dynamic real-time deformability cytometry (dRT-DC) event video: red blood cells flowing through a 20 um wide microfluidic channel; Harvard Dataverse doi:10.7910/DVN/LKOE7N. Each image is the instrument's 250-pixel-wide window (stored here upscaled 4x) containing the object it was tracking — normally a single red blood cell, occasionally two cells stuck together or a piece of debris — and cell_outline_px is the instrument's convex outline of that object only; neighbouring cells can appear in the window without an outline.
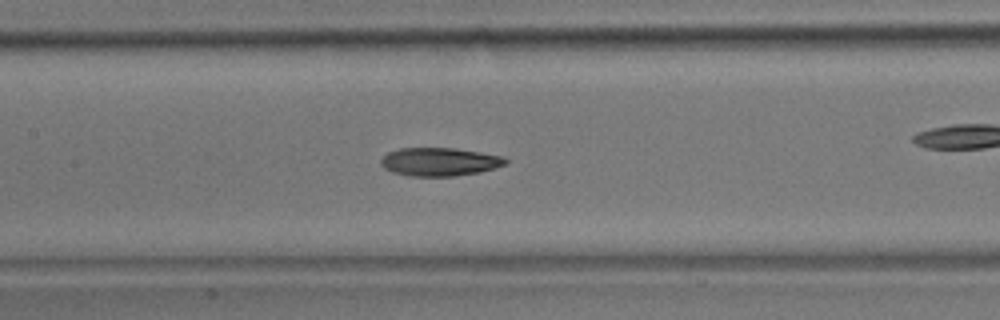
{"species": "common noctule bat (a hibernating species)", "species_latin": "Nyctalus noctula", "temperature_condition": "room temperature", "stored_images_in_passage": 50, "camera_frame_rate_fps": 3000, "um_per_image_px": 0.085, "animal": {"sex": "male", "body_mass_g": 17.9}, "frame": {"image": 1, "passage_image": 22, "time_ms": 7.0, "image_size_px": [1000, 320], "cell_outline_px": [[508, 160], [504, 164], [480, 172], [452, 176], [412, 176], [392, 172], [384, 168], [380, 164], [380, 160], [388, 152], [400, 148], [456, 148], [504, 156]], "centroid_in_image_um": [37.34, 13.74], "position_along_channel_um": 170.1, "area_um2": 20.46}}